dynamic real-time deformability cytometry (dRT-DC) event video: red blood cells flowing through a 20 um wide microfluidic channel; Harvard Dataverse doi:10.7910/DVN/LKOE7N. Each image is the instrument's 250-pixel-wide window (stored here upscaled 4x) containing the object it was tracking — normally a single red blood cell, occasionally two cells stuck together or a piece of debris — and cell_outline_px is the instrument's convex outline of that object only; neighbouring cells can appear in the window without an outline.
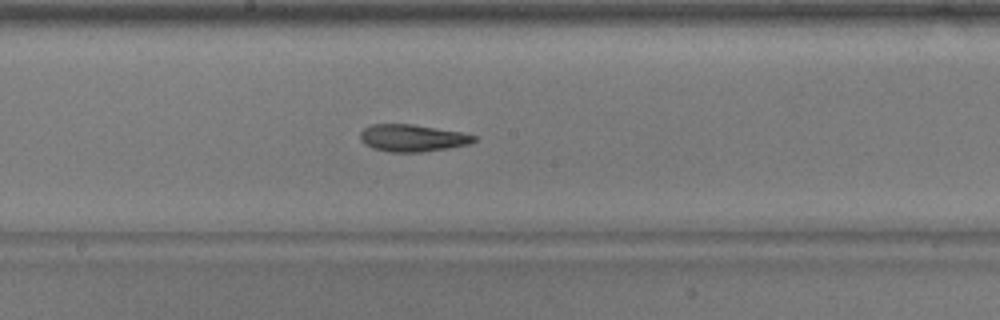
{"species": "common noctule bat (a hibernating species)", "species_latin": "Nyctalus noctula", "temperature_condition": "warm", "stored_images_in_passage": 42, "camera_frame_rate_fps": 3000, "um_per_image_px": 0.085, "animal": {"sex": "male", "body_mass_g": 17.9}, "frame": {"image": 1, "passage_image": 24, "time_ms": 7.667, "image_size_px": [1000, 320], "cell_outline_px": [[476, 140], [468, 144], [448, 148], [420, 152], [388, 152], [372, 148], [364, 144], [360, 140], [360, 132], [364, 128], [372, 124], [412, 124], [460, 132], [476, 136]], "centroid_in_image_um": [35.0, 11.73], "position_along_channel_um": 213.2, "area_um2": 17.92}}